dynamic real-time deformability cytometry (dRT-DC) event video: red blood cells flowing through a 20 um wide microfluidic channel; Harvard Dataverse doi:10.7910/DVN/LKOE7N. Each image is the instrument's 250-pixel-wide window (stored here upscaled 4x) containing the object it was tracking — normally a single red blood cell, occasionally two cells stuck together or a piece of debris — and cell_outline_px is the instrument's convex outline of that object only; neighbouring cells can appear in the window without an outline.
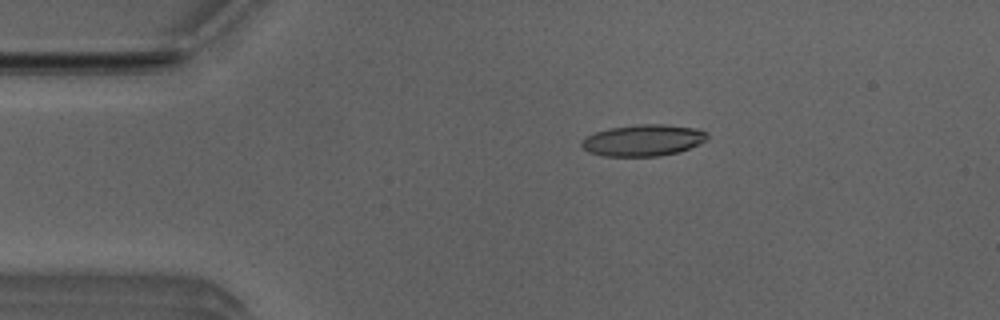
{"species": "Egyptian fruit bat (a non-hibernating species)", "species_latin": "Rousettus aegyptiacus", "temperature_condition": "room temperature", "stored_images_in_passage": 3, "camera_frame_rate_fps": 3000, "um_per_image_px": 0.085, "animal": {"sex": "male"}, "frame": {"image": 1, "passage_image": 1, "time_ms": 0.0, "image_size_px": [1000, 320], "cell_outline_px": [[708, 136], [704, 140], [680, 152], [656, 156], [600, 156], [588, 152], [580, 144], [580, 140], [596, 132], [608, 128], [636, 124], [664, 124], [696, 128], [708, 132]], "centroid_in_image_um": [54.63, 11.92], "position_along_channel_um": 30.4, "area_um2": 23.06}}